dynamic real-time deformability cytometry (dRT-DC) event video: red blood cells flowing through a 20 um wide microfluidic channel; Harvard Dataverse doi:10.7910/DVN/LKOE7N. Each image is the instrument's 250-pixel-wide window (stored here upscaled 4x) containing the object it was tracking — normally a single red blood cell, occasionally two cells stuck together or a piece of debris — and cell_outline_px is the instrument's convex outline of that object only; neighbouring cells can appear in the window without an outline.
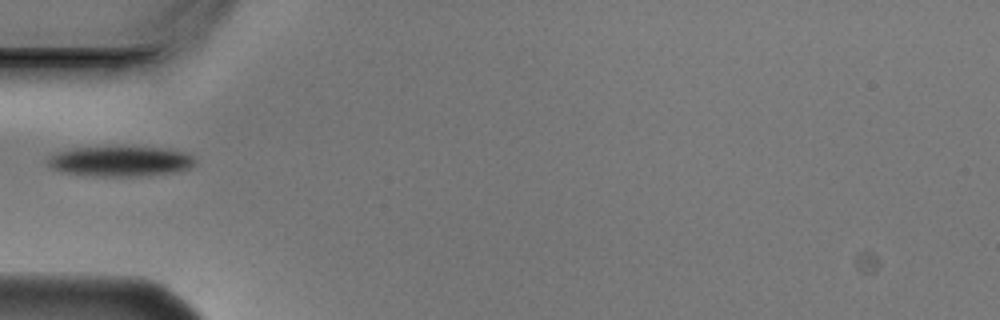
{"species": "Egyptian fruit bat (a non-hibernating species)", "species_latin": "Rousettus aegyptiacus", "temperature_condition": "cold", "stored_images_in_passage": 1, "camera_frame_rate_fps": 3000, "um_per_image_px": 0.085, "animal": {"sex": "male"}, "frame": {"image": 1, "passage_image": 1, "time_ms": 0.0, "image_size_px": [1000, 320], "cell_outline_px": [[196, 164], [188, 168], [176, 172], [148, 176], [92, 176], [60, 172], [52, 168], [48, 164], [48, 156], [72, 148], [172, 148], [184, 152], [192, 156], [196, 160]], "centroid_in_image_um": [10.27, 13.73], "position_along_channel_um": 74.7, "area_um2": 25.84}}